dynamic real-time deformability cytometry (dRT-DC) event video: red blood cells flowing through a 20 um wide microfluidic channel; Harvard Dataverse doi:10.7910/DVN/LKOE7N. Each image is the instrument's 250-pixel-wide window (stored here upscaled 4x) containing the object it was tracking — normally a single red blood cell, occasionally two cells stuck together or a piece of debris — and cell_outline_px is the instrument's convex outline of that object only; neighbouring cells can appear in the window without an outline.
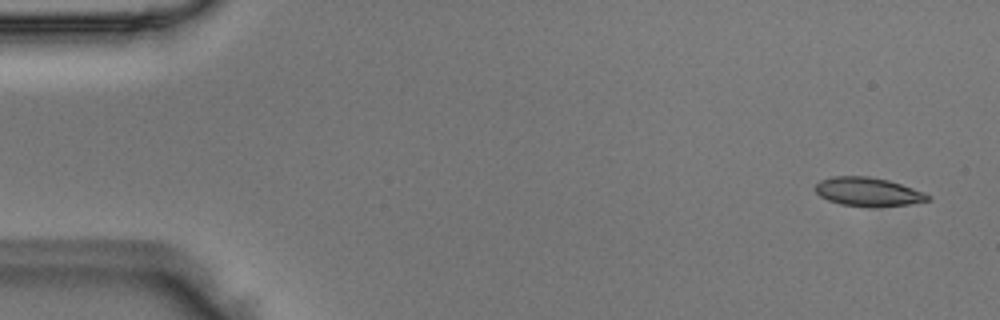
{"species": "Egyptian fruit bat (a non-hibernating species)", "species_latin": "Rousettus aegyptiacus", "temperature_condition": "room temperature", "stored_images_in_passage": 49, "camera_frame_rate_fps": 3000, "um_per_image_px": 0.085, "animal": {"sex": "male"}, "frame": {"image": 1, "passage_image": 3, "time_ms": 0.667, "image_size_px": [1000, 320], "cell_outline_px": [[932, 200], [908, 204], [840, 204], [828, 200], [820, 196], [816, 192], [816, 184], [820, 180], [832, 176], [868, 176], [888, 180], [924, 192], [932, 196]], "centroid_in_image_um": [73.78, 16.25], "position_along_channel_um": 11.2, "area_um2": 18.03}}
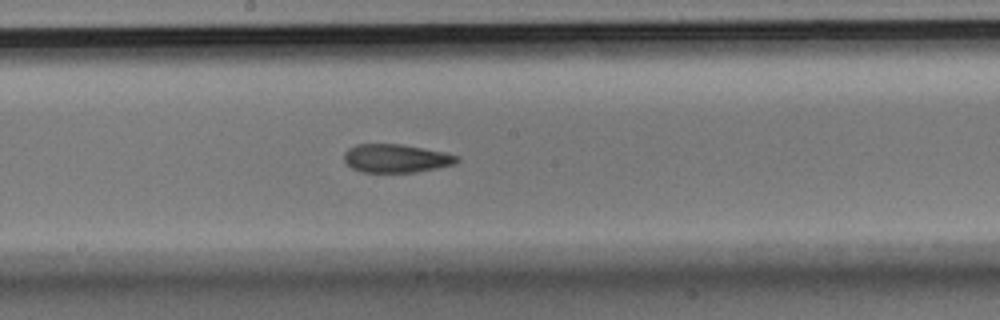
{"frame": {"image": 2, "passage_image": 28, "time_ms": 9.0, "image_size_px": [1000, 320], "cell_outline_px": [[460, 160], [456, 164], [416, 172], [360, 172], [352, 168], [344, 160], [344, 152], [348, 148], [356, 144], [400, 144], [444, 152], [460, 156]], "centroid_in_image_um": [33.67, 13.46], "position_along_channel_um": 214.5, "area_um2": 18.73}}
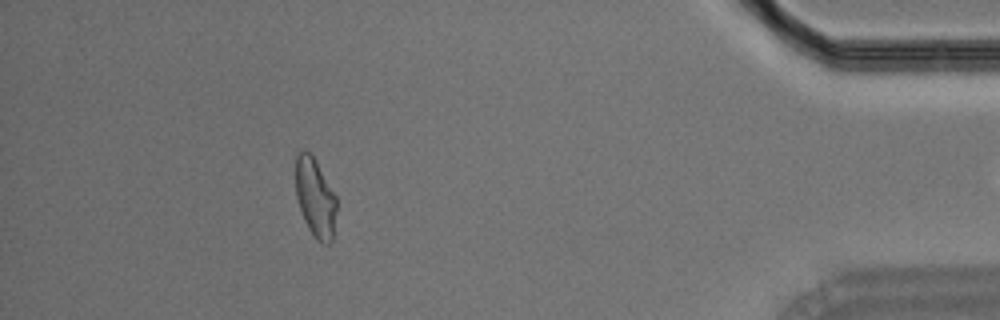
{"frame": {"image": 3, "passage_image": 47, "time_ms": 15.333, "image_size_px": [1000, 320], "cell_outline_px": [[336, 208], [332, 240], [328, 244], [324, 244], [316, 240], [308, 228], [304, 220], [296, 196], [296, 156], [304, 148], [312, 152], [336, 196]], "centroid_in_image_um": [26.79, 16.77], "position_along_channel_um": 408.4, "area_um2": 18.9}}